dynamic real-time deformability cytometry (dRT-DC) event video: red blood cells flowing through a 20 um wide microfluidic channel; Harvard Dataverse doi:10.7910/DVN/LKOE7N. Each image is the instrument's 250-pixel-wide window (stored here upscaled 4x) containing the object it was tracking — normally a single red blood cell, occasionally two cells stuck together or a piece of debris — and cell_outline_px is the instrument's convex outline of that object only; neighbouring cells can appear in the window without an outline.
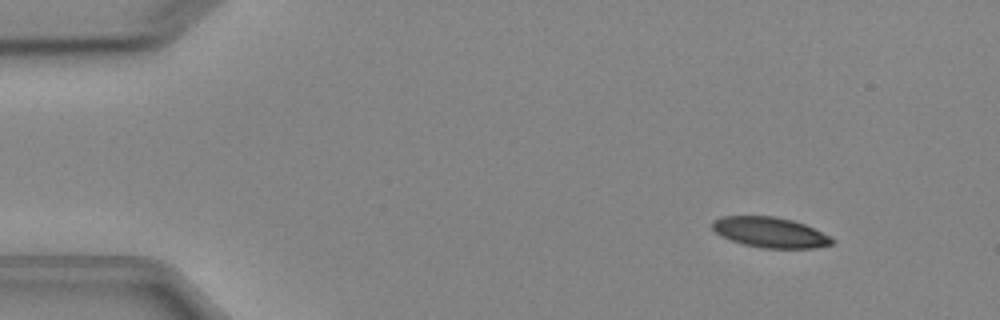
{"species": "Egyptian fruit bat (a non-hibernating species)", "species_latin": "Rousettus aegyptiacus", "temperature_condition": "cold", "stored_images_in_passage": 6, "camera_frame_rate_fps": 3000, "um_per_image_px": 0.085, "animal": {"sex": "female"}, "frame": {"image": 1, "passage_image": 2, "time_ms": 1.333, "image_size_px": [1000, 320], "cell_outline_px": [[836, 240], [832, 244], [816, 248], [764, 248], [744, 244], [720, 236], [712, 228], [712, 220], [720, 216], [776, 216], [792, 220], [804, 224], [832, 236]], "centroid_in_image_um": [65.48, 19.74], "position_along_channel_um": 19.5, "area_um2": 21.33}}